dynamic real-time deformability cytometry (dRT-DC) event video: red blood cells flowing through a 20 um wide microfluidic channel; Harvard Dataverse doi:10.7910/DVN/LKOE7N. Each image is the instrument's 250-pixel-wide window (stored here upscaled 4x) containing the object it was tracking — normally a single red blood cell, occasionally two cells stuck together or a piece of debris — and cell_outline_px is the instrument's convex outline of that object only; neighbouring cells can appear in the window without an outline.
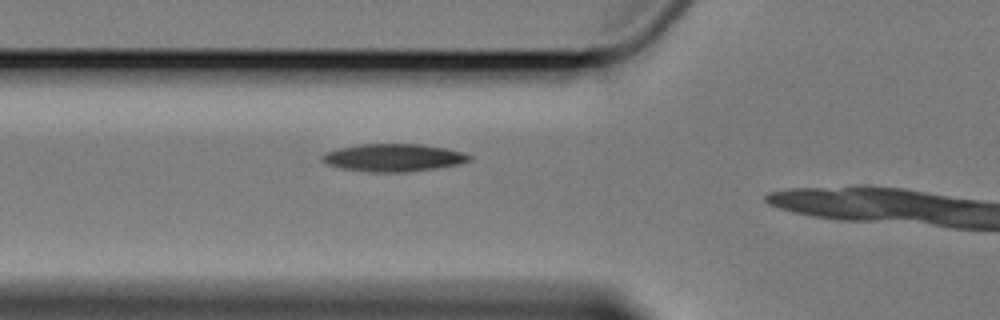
{"species": "Egyptian fruit bat (a non-hibernating species)", "species_latin": "Rousettus aegyptiacus", "temperature_condition": "cold", "stored_images_in_passage": 5, "camera_frame_rate_fps": 3000, "um_per_image_px": 0.085, "animal": {"sex": "female"}, "frame": {"image": 1, "passage_image": 5, "time_ms": 5.667, "image_size_px": [1000, 320], "cell_outline_px": [[472, 160], [460, 164], [436, 168], [408, 172], [372, 172], [340, 168], [328, 164], [320, 160], [320, 156], [324, 152], [340, 148], [360, 144], [420, 144], [444, 148], [464, 152], [472, 156]], "centroid_in_image_um": [33.45, 13.4], "position_along_channel_um": 92.4, "area_um2": 23.81}}